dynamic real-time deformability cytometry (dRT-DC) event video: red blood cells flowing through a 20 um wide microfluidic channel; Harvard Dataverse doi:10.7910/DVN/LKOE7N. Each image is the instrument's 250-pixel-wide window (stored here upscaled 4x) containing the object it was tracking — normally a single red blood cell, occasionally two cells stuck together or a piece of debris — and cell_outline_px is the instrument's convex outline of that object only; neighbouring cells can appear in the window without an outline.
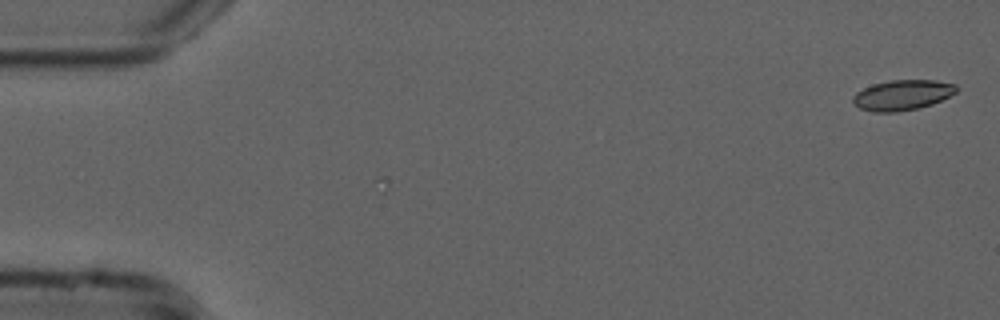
{"species": "common noctule bat (a hibernating species)", "species_latin": "Nyctalus noctula", "temperature_condition": "cold", "stored_images_in_passage": 6, "camera_frame_rate_fps": 3000, "um_per_image_px": 0.085, "animal": {"sex": "male", "forearm_length_mm": 52.5}, "frame": {"image": 1, "passage_image": 6, "time_ms": 1.667, "image_size_px": [1000, 320], "cell_outline_px": [[956, 92], [932, 104], [916, 108], [896, 112], [872, 112], [860, 108], [852, 100], [852, 96], [856, 92], [872, 84], [892, 80], [936, 80], [956, 84]], "centroid_in_image_um": [76.67, 8.07], "position_along_channel_um": 8.3, "area_um2": 18.09}}